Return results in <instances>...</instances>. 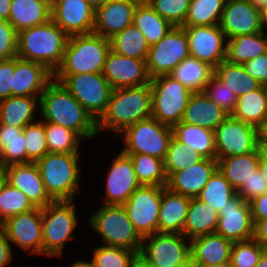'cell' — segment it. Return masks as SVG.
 I'll return each instance as SVG.
<instances>
[{"instance_id": "cell-1", "label": "cell", "mask_w": 267, "mask_h": 267, "mask_svg": "<svg viewBox=\"0 0 267 267\" xmlns=\"http://www.w3.org/2000/svg\"><path fill=\"white\" fill-rule=\"evenodd\" d=\"M39 104L44 119L42 121L71 129L83 139L98 135L97 122L69 90L54 78L40 95Z\"/></svg>"}, {"instance_id": "cell-2", "label": "cell", "mask_w": 267, "mask_h": 267, "mask_svg": "<svg viewBox=\"0 0 267 267\" xmlns=\"http://www.w3.org/2000/svg\"><path fill=\"white\" fill-rule=\"evenodd\" d=\"M152 117L150 84L113 89L106 111L97 121V132L115 131L121 134L140 120Z\"/></svg>"}, {"instance_id": "cell-3", "label": "cell", "mask_w": 267, "mask_h": 267, "mask_svg": "<svg viewBox=\"0 0 267 267\" xmlns=\"http://www.w3.org/2000/svg\"><path fill=\"white\" fill-rule=\"evenodd\" d=\"M69 36L53 22L17 33V57L44 65L52 73L61 65Z\"/></svg>"}, {"instance_id": "cell-4", "label": "cell", "mask_w": 267, "mask_h": 267, "mask_svg": "<svg viewBox=\"0 0 267 267\" xmlns=\"http://www.w3.org/2000/svg\"><path fill=\"white\" fill-rule=\"evenodd\" d=\"M110 39L95 33L69 36L61 65L53 75L102 73Z\"/></svg>"}, {"instance_id": "cell-5", "label": "cell", "mask_w": 267, "mask_h": 267, "mask_svg": "<svg viewBox=\"0 0 267 267\" xmlns=\"http://www.w3.org/2000/svg\"><path fill=\"white\" fill-rule=\"evenodd\" d=\"M36 165L44 187L54 200H74L80 186L78 153H46Z\"/></svg>"}, {"instance_id": "cell-6", "label": "cell", "mask_w": 267, "mask_h": 267, "mask_svg": "<svg viewBox=\"0 0 267 267\" xmlns=\"http://www.w3.org/2000/svg\"><path fill=\"white\" fill-rule=\"evenodd\" d=\"M89 225L97 232L106 246L123 247L139 254L142 237L129 220L123 205H105L89 218Z\"/></svg>"}, {"instance_id": "cell-7", "label": "cell", "mask_w": 267, "mask_h": 267, "mask_svg": "<svg viewBox=\"0 0 267 267\" xmlns=\"http://www.w3.org/2000/svg\"><path fill=\"white\" fill-rule=\"evenodd\" d=\"M75 200H57L41 208L42 255L61 256L78 225Z\"/></svg>"}, {"instance_id": "cell-8", "label": "cell", "mask_w": 267, "mask_h": 267, "mask_svg": "<svg viewBox=\"0 0 267 267\" xmlns=\"http://www.w3.org/2000/svg\"><path fill=\"white\" fill-rule=\"evenodd\" d=\"M150 87L152 117L170 127L180 123L192 92L170 75L152 78Z\"/></svg>"}, {"instance_id": "cell-9", "label": "cell", "mask_w": 267, "mask_h": 267, "mask_svg": "<svg viewBox=\"0 0 267 267\" xmlns=\"http://www.w3.org/2000/svg\"><path fill=\"white\" fill-rule=\"evenodd\" d=\"M97 122L106 111L113 90L102 73L53 75Z\"/></svg>"}, {"instance_id": "cell-10", "label": "cell", "mask_w": 267, "mask_h": 267, "mask_svg": "<svg viewBox=\"0 0 267 267\" xmlns=\"http://www.w3.org/2000/svg\"><path fill=\"white\" fill-rule=\"evenodd\" d=\"M123 135L125 142L123 153L146 154L165 160L173 131L172 127L150 117L126 128L119 136Z\"/></svg>"}, {"instance_id": "cell-11", "label": "cell", "mask_w": 267, "mask_h": 267, "mask_svg": "<svg viewBox=\"0 0 267 267\" xmlns=\"http://www.w3.org/2000/svg\"><path fill=\"white\" fill-rule=\"evenodd\" d=\"M187 237L180 233H155L143 237L138 260L145 266L174 267L191 258Z\"/></svg>"}, {"instance_id": "cell-12", "label": "cell", "mask_w": 267, "mask_h": 267, "mask_svg": "<svg viewBox=\"0 0 267 267\" xmlns=\"http://www.w3.org/2000/svg\"><path fill=\"white\" fill-rule=\"evenodd\" d=\"M186 31L182 26H173L156 44L150 46L146 59L150 78L169 75L185 58L190 57Z\"/></svg>"}, {"instance_id": "cell-13", "label": "cell", "mask_w": 267, "mask_h": 267, "mask_svg": "<svg viewBox=\"0 0 267 267\" xmlns=\"http://www.w3.org/2000/svg\"><path fill=\"white\" fill-rule=\"evenodd\" d=\"M165 187L140 185L123 204L129 220L142 238L158 233L159 209Z\"/></svg>"}, {"instance_id": "cell-14", "label": "cell", "mask_w": 267, "mask_h": 267, "mask_svg": "<svg viewBox=\"0 0 267 267\" xmlns=\"http://www.w3.org/2000/svg\"><path fill=\"white\" fill-rule=\"evenodd\" d=\"M216 160L243 155L258 148L257 128L229 115L215 130Z\"/></svg>"}, {"instance_id": "cell-15", "label": "cell", "mask_w": 267, "mask_h": 267, "mask_svg": "<svg viewBox=\"0 0 267 267\" xmlns=\"http://www.w3.org/2000/svg\"><path fill=\"white\" fill-rule=\"evenodd\" d=\"M182 27L187 33L191 57L213 68L226 60L227 38L219 25Z\"/></svg>"}, {"instance_id": "cell-16", "label": "cell", "mask_w": 267, "mask_h": 267, "mask_svg": "<svg viewBox=\"0 0 267 267\" xmlns=\"http://www.w3.org/2000/svg\"><path fill=\"white\" fill-rule=\"evenodd\" d=\"M0 229L11 243L23 249V252L42 254V218L41 208L35 207L28 212L14 215L0 224Z\"/></svg>"}, {"instance_id": "cell-17", "label": "cell", "mask_w": 267, "mask_h": 267, "mask_svg": "<svg viewBox=\"0 0 267 267\" xmlns=\"http://www.w3.org/2000/svg\"><path fill=\"white\" fill-rule=\"evenodd\" d=\"M219 26L227 40L264 31L261 10L249 0H226Z\"/></svg>"}, {"instance_id": "cell-18", "label": "cell", "mask_w": 267, "mask_h": 267, "mask_svg": "<svg viewBox=\"0 0 267 267\" xmlns=\"http://www.w3.org/2000/svg\"><path fill=\"white\" fill-rule=\"evenodd\" d=\"M113 89L150 84L146 59L119 55L110 50L102 72Z\"/></svg>"}, {"instance_id": "cell-19", "label": "cell", "mask_w": 267, "mask_h": 267, "mask_svg": "<svg viewBox=\"0 0 267 267\" xmlns=\"http://www.w3.org/2000/svg\"><path fill=\"white\" fill-rule=\"evenodd\" d=\"M51 19L68 36L93 33L95 10L86 0H55Z\"/></svg>"}, {"instance_id": "cell-20", "label": "cell", "mask_w": 267, "mask_h": 267, "mask_svg": "<svg viewBox=\"0 0 267 267\" xmlns=\"http://www.w3.org/2000/svg\"><path fill=\"white\" fill-rule=\"evenodd\" d=\"M216 233L233 242L253 239L254 222L250 204L239 195L226 203L219 211Z\"/></svg>"}, {"instance_id": "cell-21", "label": "cell", "mask_w": 267, "mask_h": 267, "mask_svg": "<svg viewBox=\"0 0 267 267\" xmlns=\"http://www.w3.org/2000/svg\"><path fill=\"white\" fill-rule=\"evenodd\" d=\"M106 176L105 205H123L141 185L135 175L132 160L122 151L113 160Z\"/></svg>"}, {"instance_id": "cell-22", "label": "cell", "mask_w": 267, "mask_h": 267, "mask_svg": "<svg viewBox=\"0 0 267 267\" xmlns=\"http://www.w3.org/2000/svg\"><path fill=\"white\" fill-rule=\"evenodd\" d=\"M3 169V178L21 190L35 207H45L54 200L46 192L35 162L11 164Z\"/></svg>"}, {"instance_id": "cell-23", "label": "cell", "mask_w": 267, "mask_h": 267, "mask_svg": "<svg viewBox=\"0 0 267 267\" xmlns=\"http://www.w3.org/2000/svg\"><path fill=\"white\" fill-rule=\"evenodd\" d=\"M217 169L216 159L204 158L198 163L172 173L167 178L166 187L189 198H197Z\"/></svg>"}, {"instance_id": "cell-24", "label": "cell", "mask_w": 267, "mask_h": 267, "mask_svg": "<svg viewBox=\"0 0 267 267\" xmlns=\"http://www.w3.org/2000/svg\"><path fill=\"white\" fill-rule=\"evenodd\" d=\"M137 4L134 0H109L95 11L93 33L112 38L133 24Z\"/></svg>"}, {"instance_id": "cell-25", "label": "cell", "mask_w": 267, "mask_h": 267, "mask_svg": "<svg viewBox=\"0 0 267 267\" xmlns=\"http://www.w3.org/2000/svg\"><path fill=\"white\" fill-rule=\"evenodd\" d=\"M53 73L44 65L15 57L12 96L40 97Z\"/></svg>"}, {"instance_id": "cell-26", "label": "cell", "mask_w": 267, "mask_h": 267, "mask_svg": "<svg viewBox=\"0 0 267 267\" xmlns=\"http://www.w3.org/2000/svg\"><path fill=\"white\" fill-rule=\"evenodd\" d=\"M189 243L194 264L221 265L230 262L234 242L216 232L195 237Z\"/></svg>"}, {"instance_id": "cell-27", "label": "cell", "mask_w": 267, "mask_h": 267, "mask_svg": "<svg viewBox=\"0 0 267 267\" xmlns=\"http://www.w3.org/2000/svg\"><path fill=\"white\" fill-rule=\"evenodd\" d=\"M190 200L191 198L173 192L167 187L163 189L158 217V233L183 234Z\"/></svg>"}, {"instance_id": "cell-28", "label": "cell", "mask_w": 267, "mask_h": 267, "mask_svg": "<svg viewBox=\"0 0 267 267\" xmlns=\"http://www.w3.org/2000/svg\"><path fill=\"white\" fill-rule=\"evenodd\" d=\"M228 116L204 92H197L191 94L182 122L214 131Z\"/></svg>"}, {"instance_id": "cell-29", "label": "cell", "mask_w": 267, "mask_h": 267, "mask_svg": "<svg viewBox=\"0 0 267 267\" xmlns=\"http://www.w3.org/2000/svg\"><path fill=\"white\" fill-rule=\"evenodd\" d=\"M51 19V3L47 0H11L8 22L19 31L41 25Z\"/></svg>"}, {"instance_id": "cell-30", "label": "cell", "mask_w": 267, "mask_h": 267, "mask_svg": "<svg viewBox=\"0 0 267 267\" xmlns=\"http://www.w3.org/2000/svg\"><path fill=\"white\" fill-rule=\"evenodd\" d=\"M219 213L209 204L198 198H191L187 211L183 234L186 240H191L201 235L215 233L218 226Z\"/></svg>"}, {"instance_id": "cell-31", "label": "cell", "mask_w": 267, "mask_h": 267, "mask_svg": "<svg viewBox=\"0 0 267 267\" xmlns=\"http://www.w3.org/2000/svg\"><path fill=\"white\" fill-rule=\"evenodd\" d=\"M39 98L12 96L0 100V123L24 128L27 124L35 122L34 112L40 107Z\"/></svg>"}, {"instance_id": "cell-32", "label": "cell", "mask_w": 267, "mask_h": 267, "mask_svg": "<svg viewBox=\"0 0 267 267\" xmlns=\"http://www.w3.org/2000/svg\"><path fill=\"white\" fill-rule=\"evenodd\" d=\"M218 169L237 192L257 169H259L258 148L251 153L224 157L219 160Z\"/></svg>"}, {"instance_id": "cell-33", "label": "cell", "mask_w": 267, "mask_h": 267, "mask_svg": "<svg viewBox=\"0 0 267 267\" xmlns=\"http://www.w3.org/2000/svg\"><path fill=\"white\" fill-rule=\"evenodd\" d=\"M213 74L214 68L211 65L190 56L178 64L169 75L192 93H197L205 90Z\"/></svg>"}, {"instance_id": "cell-34", "label": "cell", "mask_w": 267, "mask_h": 267, "mask_svg": "<svg viewBox=\"0 0 267 267\" xmlns=\"http://www.w3.org/2000/svg\"><path fill=\"white\" fill-rule=\"evenodd\" d=\"M173 137L194 148L202 157L216 159L214 131L180 122L172 127Z\"/></svg>"}, {"instance_id": "cell-35", "label": "cell", "mask_w": 267, "mask_h": 267, "mask_svg": "<svg viewBox=\"0 0 267 267\" xmlns=\"http://www.w3.org/2000/svg\"><path fill=\"white\" fill-rule=\"evenodd\" d=\"M267 52V34L265 31L251 35H240L227 40L226 60L240 64Z\"/></svg>"}, {"instance_id": "cell-36", "label": "cell", "mask_w": 267, "mask_h": 267, "mask_svg": "<svg viewBox=\"0 0 267 267\" xmlns=\"http://www.w3.org/2000/svg\"><path fill=\"white\" fill-rule=\"evenodd\" d=\"M27 163L23 128L0 123V167Z\"/></svg>"}, {"instance_id": "cell-37", "label": "cell", "mask_w": 267, "mask_h": 267, "mask_svg": "<svg viewBox=\"0 0 267 267\" xmlns=\"http://www.w3.org/2000/svg\"><path fill=\"white\" fill-rule=\"evenodd\" d=\"M232 116L258 128L267 118V100L262 86L240 96Z\"/></svg>"}, {"instance_id": "cell-38", "label": "cell", "mask_w": 267, "mask_h": 267, "mask_svg": "<svg viewBox=\"0 0 267 267\" xmlns=\"http://www.w3.org/2000/svg\"><path fill=\"white\" fill-rule=\"evenodd\" d=\"M111 50L115 53L136 59H147L149 44L142 32L134 24L125 27L110 38Z\"/></svg>"}, {"instance_id": "cell-39", "label": "cell", "mask_w": 267, "mask_h": 267, "mask_svg": "<svg viewBox=\"0 0 267 267\" xmlns=\"http://www.w3.org/2000/svg\"><path fill=\"white\" fill-rule=\"evenodd\" d=\"M133 24L145 36L149 46L158 43L173 25L155 12L150 5H137Z\"/></svg>"}, {"instance_id": "cell-40", "label": "cell", "mask_w": 267, "mask_h": 267, "mask_svg": "<svg viewBox=\"0 0 267 267\" xmlns=\"http://www.w3.org/2000/svg\"><path fill=\"white\" fill-rule=\"evenodd\" d=\"M214 75L226 84L238 98L261 86L256 79L247 74L242 65L232 64L227 60L214 68Z\"/></svg>"}, {"instance_id": "cell-41", "label": "cell", "mask_w": 267, "mask_h": 267, "mask_svg": "<svg viewBox=\"0 0 267 267\" xmlns=\"http://www.w3.org/2000/svg\"><path fill=\"white\" fill-rule=\"evenodd\" d=\"M127 155L132 160L136 178L141 185L166 186L164 160L146 154Z\"/></svg>"}, {"instance_id": "cell-42", "label": "cell", "mask_w": 267, "mask_h": 267, "mask_svg": "<svg viewBox=\"0 0 267 267\" xmlns=\"http://www.w3.org/2000/svg\"><path fill=\"white\" fill-rule=\"evenodd\" d=\"M226 0H191L182 26L219 25Z\"/></svg>"}, {"instance_id": "cell-43", "label": "cell", "mask_w": 267, "mask_h": 267, "mask_svg": "<svg viewBox=\"0 0 267 267\" xmlns=\"http://www.w3.org/2000/svg\"><path fill=\"white\" fill-rule=\"evenodd\" d=\"M237 195L229 181L217 169L211 176L201 193L197 197L205 204H209L219 213L231 199Z\"/></svg>"}, {"instance_id": "cell-44", "label": "cell", "mask_w": 267, "mask_h": 267, "mask_svg": "<svg viewBox=\"0 0 267 267\" xmlns=\"http://www.w3.org/2000/svg\"><path fill=\"white\" fill-rule=\"evenodd\" d=\"M35 206L19 189L4 178L0 181V224L8 218L33 210Z\"/></svg>"}, {"instance_id": "cell-45", "label": "cell", "mask_w": 267, "mask_h": 267, "mask_svg": "<svg viewBox=\"0 0 267 267\" xmlns=\"http://www.w3.org/2000/svg\"><path fill=\"white\" fill-rule=\"evenodd\" d=\"M49 153H79L83 140L76 132L63 126L44 122Z\"/></svg>"}, {"instance_id": "cell-46", "label": "cell", "mask_w": 267, "mask_h": 267, "mask_svg": "<svg viewBox=\"0 0 267 267\" xmlns=\"http://www.w3.org/2000/svg\"><path fill=\"white\" fill-rule=\"evenodd\" d=\"M203 159L204 157L195 151L194 148L172 137L164 160L166 176L168 178L172 173L182 170L194 163H198Z\"/></svg>"}, {"instance_id": "cell-47", "label": "cell", "mask_w": 267, "mask_h": 267, "mask_svg": "<svg viewBox=\"0 0 267 267\" xmlns=\"http://www.w3.org/2000/svg\"><path fill=\"white\" fill-rule=\"evenodd\" d=\"M92 261L96 267H135L138 255L123 247L101 245L94 249Z\"/></svg>"}, {"instance_id": "cell-48", "label": "cell", "mask_w": 267, "mask_h": 267, "mask_svg": "<svg viewBox=\"0 0 267 267\" xmlns=\"http://www.w3.org/2000/svg\"><path fill=\"white\" fill-rule=\"evenodd\" d=\"M27 163L36 162L48 153L44 121L38 120L23 128Z\"/></svg>"}, {"instance_id": "cell-49", "label": "cell", "mask_w": 267, "mask_h": 267, "mask_svg": "<svg viewBox=\"0 0 267 267\" xmlns=\"http://www.w3.org/2000/svg\"><path fill=\"white\" fill-rule=\"evenodd\" d=\"M265 251L256 240L234 242L231 250V267H255Z\"/></svg>"}, {"instance_id": "cell-50", "label": "cell", "mask_w": 267, "mask_h": 267, "mask_svg": "<svg viewBox=\"0 0 267 267\" xmlns=\"http://www.w3.org/2000/svg\"><path fill=\"white\" fill-rule=\"evenodd\" d=\"M207 97L221 107L225 113L232 115L237 105V95L222 83L214 74L203 91Z\"/></svg>"}, {"instance_id": "cell-51", "label": "cell", "mask_w": 267, "mask_h": 267, "mask_svg": "<svg viewBox=\"0 0 267 267\" xmlns=\"http://www.w3.org/2000/svg\"><path fill=\"white\" fill-rule=\"evenodd\" d=\"M191 0H154L150 7L173 26H182Z\"/></svg>"}, {"instance_id": "cell-52", "label": "cell", "mask_w": 267, "mask_h": 267, "mask_svg": "<svg viewBox=\"0 0 267 267\" xmlns=\"http://www.w3.org/2000/svg\"><path fill=\"white\" fill-rule=\"evenodd\" d=\"M17 56V32L8 21L0 20V60Z\"/></svg>"}, {"instance_id": "cell-53", "label": "cell", "mask_w": 267, "mask_h": 267, "mask_svg": "<svg viewBox=\"0 0 267 267\" xmlns=\"http://www.w3.org/2000/svg\"><path fill=\"white\" fill-rule=\"evenodd\" d=\"M267 192V182L263 178L259 169L253 172V175L245 181L241 188L237 191L239 195L246 202L259 197Z\"/></svg>"}, {"instance_id": "cell-54", "label": "cell", "mask_w": 267, "mask_h": 267, "mask_svg": "<svg viewBox=\"0 0 267 267\" xmlns=\"http://www.w3.org/2000/svg\"><path fill=\"white\" fill-rule=\"evenodd\" d=\"M15 57L0 60V100L12 97Z\"/></svg>"}, {"instance_id": "cell-55", "label": "cell", "mask_w": 267, "mask_h": 267, "mask_svg": "<svg viewBox=\"0 0 267 267\" xmlns=\"http://www.w3.org/2000/svg\"><path fill=\"white\" fill-rule=\"evenodd\" d=\"M242 66L260 85L267 81V52L243 63Z\"/></svg>"}, {"instance_id": "cell-56", "label": "cell", "mask_w": 267, "mask_h": 267, "mask_svg": "<svg viewBox=\"0 0 267 267\" xmlns=\"http://www.w3.org/2000/svg\"><path fill=\"white\" fill-rule=\"evenodd\" d=\"M253 220L267 219V192L249 202Z\"/></svg>"}, {"instance_id": "cell-57", "label": "cell", "mask_w": 267, "mask_h": 267, "mask_svg": "<svg viewBox=\"0 0 267 267\" xmlns=\"http://www.w3.org/2000/svg\"><path fill=\"white\" fill-rule=\"evenodd\" d=\"M9 239L0 229V267H7L13 261V252Z\"/></svg>"}, {"instance_id": "cell-58", "label": "cell", "mask_w": 267, "mask_h": 267, "mask_svg": "<svg viewBox=\"0 0 267 267\" xmlns=\"http://www.w3.org/2000/svg\"><path fill=\"white\" fill-rule=\"evenodd\" d=\"M253 222V239L256 240L263 248H265L267 246V219L253 220Z\"/></svg>"}, {"instance_id": "cell-59", "label": "cell", "mask_w": 267, "mask_h": 267, "mask_svg": "<svg viewBox=\"0 0 267 267\" xmlns=\"http://www.w3.org/2000/svg\"><path fill=\"white\" fill-rule=\"evenodd\" d=\"M259 150V170L267 182V147L265 146H258Z\"/></svg>"}, {"instance_id": "cell-60", "label": "cell", "mask_w": 267, "mask_h": 267, "mask_svg": "<svg viewBox=\"0 0 267 267\" xmlns=\"http://www.w3.org/2000/svg\"><path fill=\"white\" fill-rule=\"evenodd\" d=\"M257 135H258V146H265V147H267V118L257 128Z\"/></svg>"}, {"instance_id": "cell-61", "label": "cell", "mask_w": 267, "mask_h": 267, "mask_svg": "<svg viewBox=\"0 0 267 267\" xmlns=\"http://www.w3.org/2000/svg\"><path fill=\"white\" fill-rule=\"evenodd\" d=\"M11 7V0H0V20L8 21Z\"/></svg>"}, {"instance_id": "cell-62", "label": "cell", "mask_w": 267, "mask_h": 267, "mask_svg": "<svg viewBox=\"0 0 267 267\" xmlns=\"http://www.w3.org/2000/svg\"><path fill=\"white\" fill-rule=\"evenodd\" d=\"M88 4L96 11L101 8L109 0H86Z\"/></svg>"}, {"instance_id": "cell-63", "label": "cell", "mask_w": 267, "mask_h": 267, "mask_svg": "<svg viewBox=\"0 0 267 267\" xmlns=\"http://www.w3.org/2000/svg\"><path fill=\"white\" fill-rule=\"evenodd\" d=\"M70 267H96V266L91 259L90 262L78 260V261L74 262Z\"/></svg>"}, {"instance_id": "cell-64", "label": "cell", "mask_w": 267, "mask_h": 267, "mask_svg": "<svg viewBox=\"0 0 267 267\" xmlns=\"http://www.w3.org/2000/svg\"><path fill=\"white\" fill-rule=\"evenodd\" d=\"M259 10L267 7V0H249Z\"/></svg>"}, {"instance_id": "cell-65", "label": "cell", "mask_w": 267, "mask_h": 267, "mask_svg": "<svg viewBox=\"0 0 267 267\" xmlns=\"http://www.w3.org/2000/svg\"><path fill=\"white\" fill-rule=\"evenodd\" d=\"M255 267H267V252L264 251Z\"/></svg>"}, {"instance_id": "cell-66", "label": "cell", "mask_w": 267, "mask_h": 267, "mask_svg": "<svg viewBox=\"0 0 267 267\" xmlns=\"http://www.w3.org/2000/svg\"><path fill=\"white\" fill-rule=\"evenodd\" d=\"M261 16H262V25L264 31H266L265 26H267V7L261 10Z\"/></svg>"}, {"instance_id": "cell-67", "label": "cell", "mask_w": 267, "mask_h": 267, "mask_svg": "<svg viewBox=\"0 0 267 267\" xmlns=\"http://www.w3.org/2000/svg\"><path fill=\"white\" fill-rule=\"evenodd\" d=\"M194 267H231L230 262L221 265L194 264Z\"/></svg>"}, {"instance_id": "cell-68", "label": "cell", "mask_w": 267, "mask_h": 267, "mask_svg": "<svg viewBox=\"0 0 267 267\" xmlns=\"http://www.w3.org/2000/svg\"><path fill=\"white\" fill-rule=\"evenodd\" d=\"M174 267H194V263L192 262V259L190 258L187 262L180 263L178 265H175Z\"/></svg>"}, {"instance_id": "cell-69", "label": "cell", "mask_w": 267, "mask_h": 267, "mask_svg": "<svg viewBox=\"0 0 267 267\" xmlns=\"http://www.w3.org/2000/svg\"><path fill=\"white\" fill-rule=\"evenodd\" d=\"M137 5H150L154 0H134Z\"/></svg>"}, {"instance_id": "cell-70", "label": "cell", "mask_w": 267, "mask_h": 267, "mask_svg": "<svg viewBox=\"0 0 267 267\" xmlns=\"http://www.w3.org/2000/svg\"><path fill=\"white\" fill-rule=\"evenodd\" d=\"M261 86H262V88H263V90H264L265 98H266V100H267V81L264 82Z\"/></svg>"}, {"instance_id": "cell-71", "label": "cell", "mask_w": 267, "mask_h": 267, "mask_svg": "<svg viewBox=\"0 0 267 267\" xmlns=\"http://www.w3.org/2000/svg\"><path fill=\"white\" fill-rule=\"evenodd\" d=\"M135 267H151V266H145L137 259Z\"/></svg>"}, {"instance_id": "cell-72", "label": "cell", "mask_w": 267, "mask_h": 267, "mask_svg": "<svg viewBox=\"0 0 267 267\" xmlns=\"http://www.w3.org/2000/svg\"><path fill=\"white\" fill-rule=\"evenodd\" d=\"M3 179V169L0 167V181Z\"/></svg>"}, {"instance_id": "cell-73", "label": "cell", "mask_w": 267, "mask_h": 267, "mask_svg": "<svg viewBox=\"0 0 267 267\" xmlns=\"http://www.w3.org/2000/svg\"><path fill=\"white\" fill-rule=\"evenodd\" d=\"M48 2H50L51 4L55 1V0H47Z\"/></svg>"}]
</instances>
